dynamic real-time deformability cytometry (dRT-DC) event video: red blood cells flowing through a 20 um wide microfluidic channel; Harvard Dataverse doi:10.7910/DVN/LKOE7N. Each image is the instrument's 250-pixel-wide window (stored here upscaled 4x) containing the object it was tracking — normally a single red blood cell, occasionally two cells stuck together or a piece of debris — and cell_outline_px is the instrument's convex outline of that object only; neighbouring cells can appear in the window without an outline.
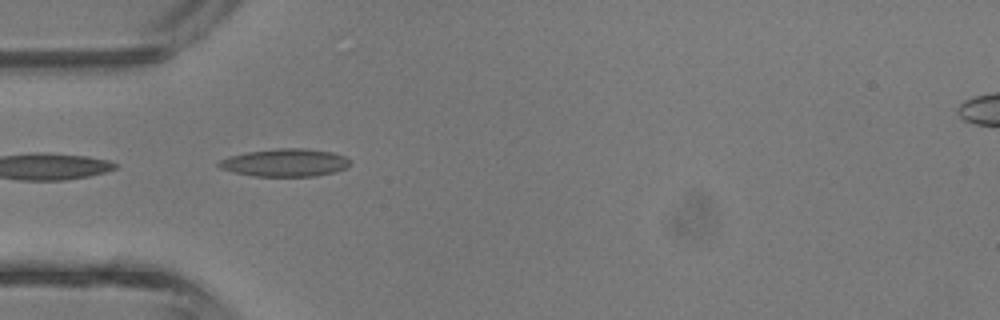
{"species": "common noctule bat (a hibernating species)", "species_latin": "Nyctalus noctula", "temperature_condition": "room temperature", "stored_images_in_passage": 17, "camera_frame_rate_fps": 3000, "um_per_image_px": 0.085, "animal": {"sex": "male", "body_mass_g": 13.3}, "frame": {"image": 1, "passage_image": 1, "time_ms": 0.0, "image_size_px": [1000, 320], "cell_outline_px": [[348, 168], [336, 172], [312, 176], [252, 176], [232, 172], [220, 168], [216, 164], [220, 160], [228, 156], [248, 152], [276, 148], [304, 148], [332, 152], [344, 156], [348, 160]], "centroid_in_image_um": [24.2, 13.83], "position_along_channel_um": 60.8, "area_um2": 21.27}}
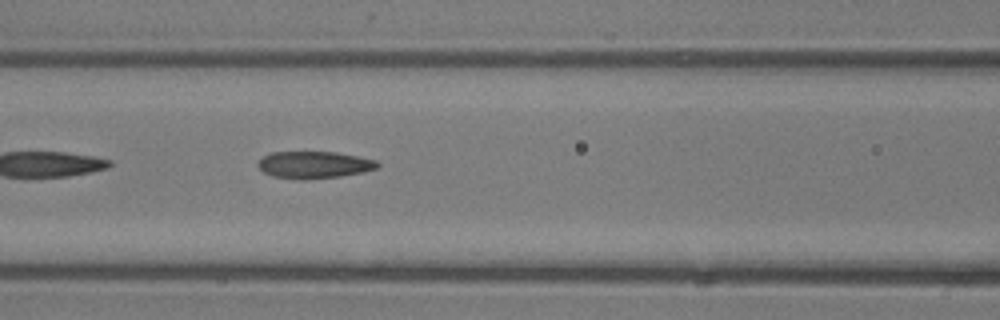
{"frame": {"image": 2, "passage_image": 6, "time_ms": 1.667, "image_size_px": [1000, 320], "cell_outline_px": [[380, 164], [376, 168], [364, 172], [340, 176], [304, 180], [300, 180], [272, 176], [264, 172], [256, 164], [268, 152], [336, 152], [376, 160]], "centroid_in_image_um": [26.68, 14.01], "position_along_channel_um": 139.9, "area_um2": 18.84}}
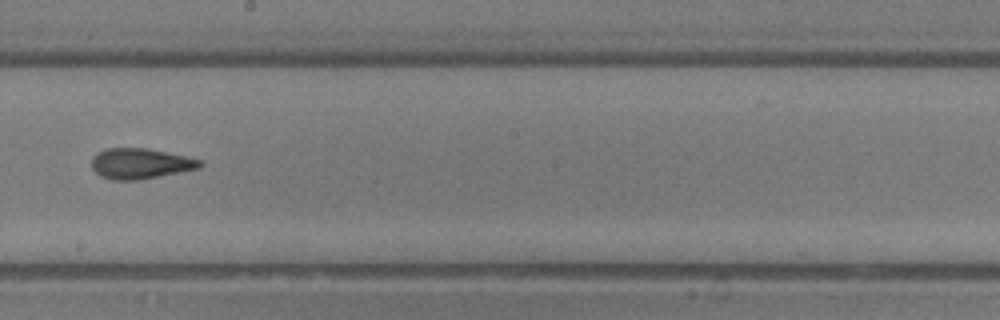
{"frame": {"image": 3, "passage_image": 12, "time_ms": 3.667, "image_size_px": [1000, 320], "cell_outline_px": [[204, 164], [200, 168], [136, 180], [112, 180], [100, 176], [92, 168], [92, 156], [96, 152], [104, 148], [148, 148], [184, 156], [200, 160]], "centroid_in_image_um": [11.88, 13.89], "position_along_channel_um": 236.3, "area_um2": 19.19}}